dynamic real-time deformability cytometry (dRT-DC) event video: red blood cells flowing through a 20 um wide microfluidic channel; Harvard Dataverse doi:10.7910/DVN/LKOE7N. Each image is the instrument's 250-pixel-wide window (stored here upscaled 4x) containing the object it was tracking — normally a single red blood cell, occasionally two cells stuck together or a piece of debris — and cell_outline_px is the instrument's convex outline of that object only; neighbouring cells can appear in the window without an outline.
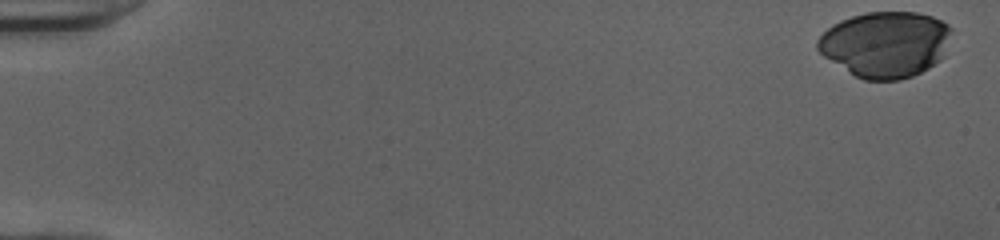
{"species": "human", "species_latin": "Homo sapiens", "temperature_condition": "cold", "stored_images_in_passage": 52, "camera_frame_rate_fps": 3000, "um_per_image_px": 0.085, "donor": {"sex": "female"}, "frame": {"image": 1, "passage_image": 1, "time_ms": 0.0, "image_size_px": [1000, 240], "cell_outline_px": [[952, 28], [940, 60], [928, 68], [912, 76], [900, 80], [864, 80], [856, 76], [824, 56], [816, 48], [816, 40], [832, 24], [840, 20], [852, 16], [868, 12], [916, 12], [932, 16], [948, 24]], "centroid_in_image_um": [75.24, 3.75], "position_along_channel_um": 9.8, "area_um2": 51.04}}
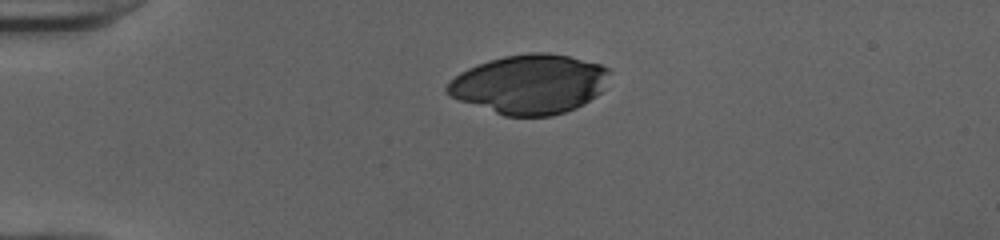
{"frame": {"image": 2, "passage_image": 13, "time_ms": 4.0, "image_size_px": [1000, 240], "cell_outline_px": [[612, 72], [600, 92], [596, 96], [584, 104], [576, 108], [552, 116], [504, 116], [460, 100], [444, 92], [444, 88], [448, 80], [460, 72], [476, 64], [488, 60], [504, 56], [528, 52], [548, 52], [568, 56], [600, 64], [608, 68]], "centroid_in_image_um": [45.0, 7.14], "position_along_channel_um": 40.0, "area_um2": 56.36}}
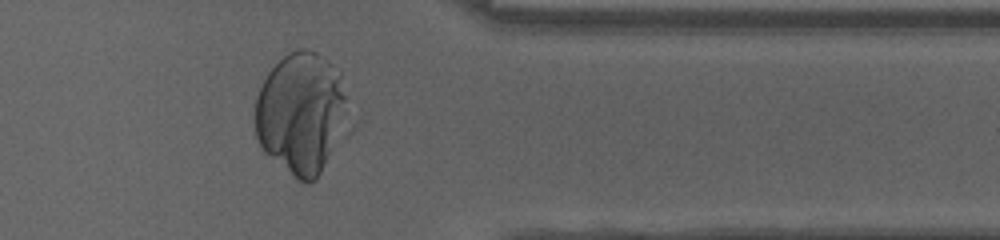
{"frame": {"image": 3, "passage_image": 43, "time_ms": 14.0, "image_size_px": [1000, 240], "cell_outline_px": [[344, 112], [320, 172], [316, 180], [308, 184], [304, 184], [296, 180], [264, 152], [256, 136], [256, 96], [268, 72], [288, 52], [296, 48], [308, 48], [316, 52], [328, 60], [340, 72], [344, 96]], "centroid_in_image_um": [25.49, 9.57], "position_along_channel_um": 385.9, "area_um2": 63.58}}